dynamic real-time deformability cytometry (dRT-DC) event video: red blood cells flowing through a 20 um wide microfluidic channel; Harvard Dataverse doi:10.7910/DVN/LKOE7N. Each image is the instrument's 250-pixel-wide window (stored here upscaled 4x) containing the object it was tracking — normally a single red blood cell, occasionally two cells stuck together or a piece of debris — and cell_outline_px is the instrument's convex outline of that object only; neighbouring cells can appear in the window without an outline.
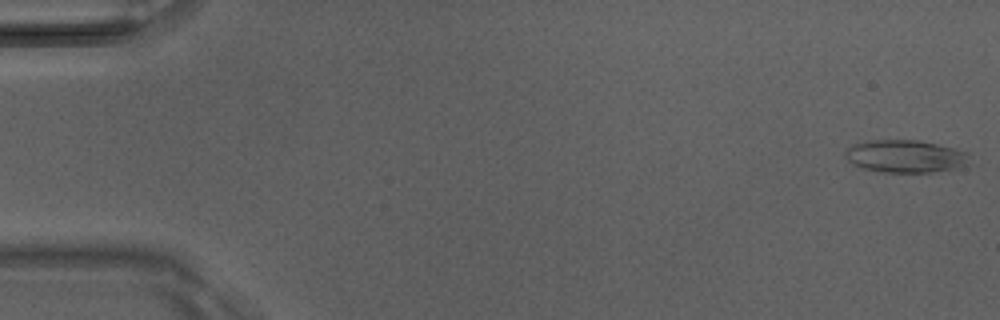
{"species": "Egyptian fruit bat (a non-hibernating species)", "species_latin": "Rousettus aegyptiacus", "temperature_condition": "room temperature", "stored_images_in_passage": 9, "camera_frame_rate_fps": 3000, "um_per_image_px": 0.085, "animal": {"sex": "male"}, "frame": {"image": 1, "passage_image": 1, "time_ms": 0.0, "image_size_px": [1000, 320], "cell_outline_px": [[968, 164], [952, 168], [932, 172], [884, 172], [864, 168], [852, 164], [848, 160], [844, 152], [852, 144], [872, 140], [916, 140], [956, 148], [968, 152]], "centroid_in_image_um": [76.94, 13.27], "position_along_channel_um": 8.1, "area_um2": 23.35}}